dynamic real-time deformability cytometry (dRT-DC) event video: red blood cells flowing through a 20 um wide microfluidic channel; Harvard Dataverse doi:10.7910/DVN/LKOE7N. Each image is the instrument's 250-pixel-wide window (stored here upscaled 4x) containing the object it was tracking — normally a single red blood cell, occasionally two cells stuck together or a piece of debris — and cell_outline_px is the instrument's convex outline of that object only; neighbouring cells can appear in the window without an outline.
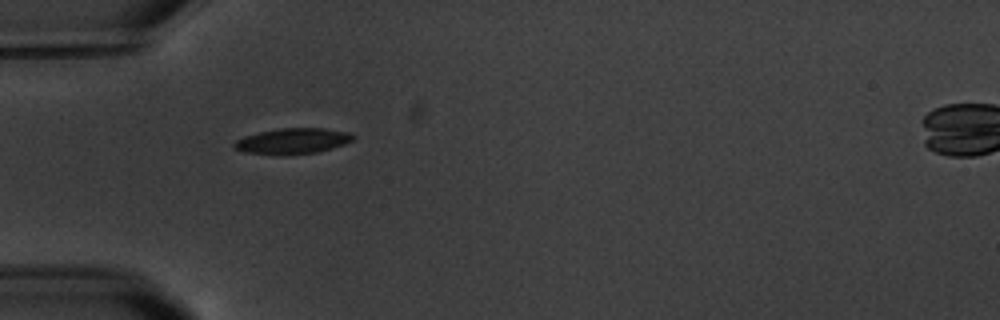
{"species": "common noctule bat (a hibernating species)", "species_latin": "Nyctalus noctula", "temperature_condition": "warm", "stored_images_in_passage": 2, "camera_frame_rate_fps": 3000, "um_per_image_px": 0.085, "animal": {"sex": "male", "body_mass_g": 20.1, "forearm_length_mm": 53.5}, "frame": {"image": 1, "passage_image": 1, "time_ms": 0.0, "image_size_px": [1000, 320], "cell_outline_px": [[356, 136], [352, 140], [344, 144], [332, 148], [316, 152], [284, 156], [244, 152], [232, 148], [232, 144], [236, 140], [244, 136], [260, 132], [280, 128], [324, 128], [348, 132]], "centroid_in_image_um": [24.84, 12.0], "position_along_channel_um": 60.2, "area_um2": 17.98}}